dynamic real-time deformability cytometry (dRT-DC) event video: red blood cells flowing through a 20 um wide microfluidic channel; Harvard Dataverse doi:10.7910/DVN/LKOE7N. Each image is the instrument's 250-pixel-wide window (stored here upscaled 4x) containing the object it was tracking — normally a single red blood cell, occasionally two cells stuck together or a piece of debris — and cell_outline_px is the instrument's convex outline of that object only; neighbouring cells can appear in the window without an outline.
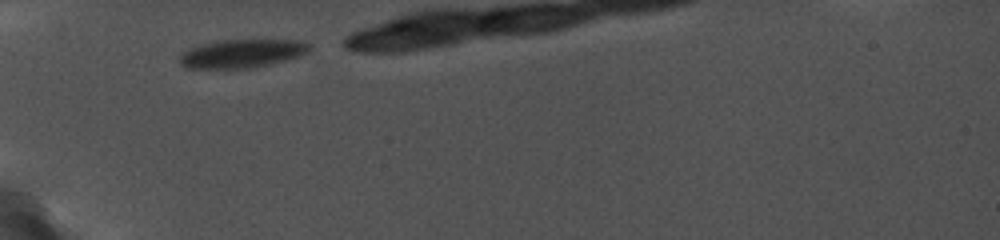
{"species": "common noctule bat (a hibernating species)", "species_latin": "Nyctalus noctula", "temperature_condition": "cold", "stored_images_in_passage": 5, "camera_frame_rate_fps": 5000, "um_per_image_px": 0.085, "animal": {"sex": "female", "body_mass_g": 19.0, "forearm_length_mm": 56.7}, "frame": {"image": 1, "passage_image": 1, "time_ms": 0.0, "image_size_px": [1000, 240], "cell_outline_px": [[308, 48], [304, 52], [296, 56], [284, 60], [268, 64], [244, 68], [188, 68], [180, 64], [180, 56], [188, 48], [200, 44], [220, 40], [296, 40], [308, 44]], "centroid_in_image_um": [20.45, 4.54], "position_along_channel_um": 64.5, "area_um2": 20.87}}
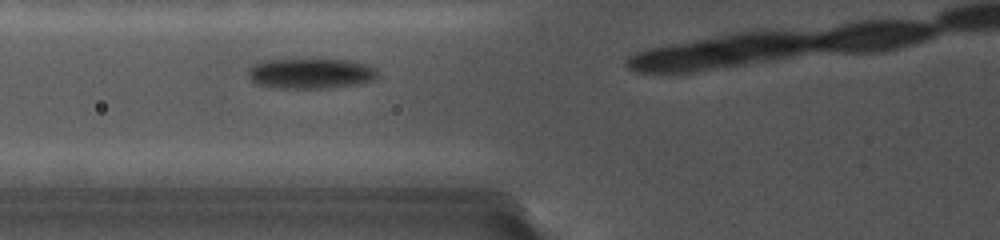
{"frame": {"image": 2, "passage_image": 3, "time_ms": 1.2, "image_size_px": [1000, 240], "cell_outline_px": [[380, 72], [372, 80], [352, 84], [308, 88], [296, 88], [260, 84], [252, 80], [248, 72], [248, 68], [252, 64], [260, 60], [284, 56], [312, 56], [348, 60], [364, 64], [376, 68]], "centroid_in_image_um": [26.34, 6.12], "position_along_channel_um": 99.5, "area_um2": 23.64}}